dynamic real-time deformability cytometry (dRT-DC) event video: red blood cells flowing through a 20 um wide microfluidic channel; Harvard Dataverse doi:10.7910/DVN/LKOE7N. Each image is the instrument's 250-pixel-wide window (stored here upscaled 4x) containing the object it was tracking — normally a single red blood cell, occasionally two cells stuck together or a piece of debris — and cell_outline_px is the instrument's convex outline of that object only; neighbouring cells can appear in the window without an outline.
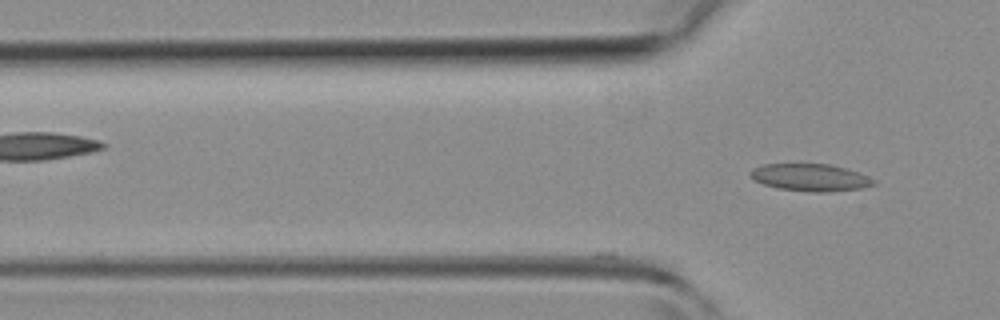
{"species": "common noctule bat (a hibernating species)", "species_latin": "Nyctalus noctula", "temperature_condition": "room temperature", "stored_images_in_passage": 12, "camera_frame_rate_fps": 3000, "um_per_image_px": 0.085, "animal": {"sex": "female", "body_mass_g": 19.3, "forearm_length_mm": 54.1}, "frame": {"image": 1, "passage_image": 12, "time_ms": 3.667, "image_size_px": [1000, 320], "cell_outline_px": [[876, 184], [864, 188], [828, 192], [808, 192], [780, 188], [764, 184], [752, 180], [748, 176], [748, 172], [752, 168], [764, 164], [828, 164], [844, 168], [856, 172], [876, 180]], "centroid_in_image_um": [68.83, 15.09], "position_along_channel_um": 57.0, "area_um2": 19.65}}